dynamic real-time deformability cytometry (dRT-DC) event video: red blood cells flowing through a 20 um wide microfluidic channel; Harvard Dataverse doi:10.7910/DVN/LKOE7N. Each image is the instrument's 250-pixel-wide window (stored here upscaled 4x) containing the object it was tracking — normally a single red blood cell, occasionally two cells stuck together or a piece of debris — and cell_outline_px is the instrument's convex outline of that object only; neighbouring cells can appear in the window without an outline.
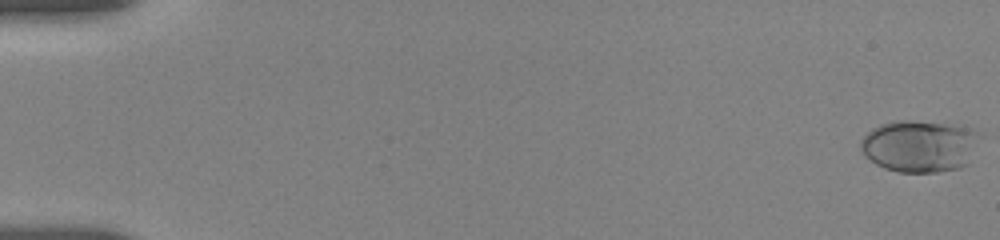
{"species": "human", "species_latin": "Homo sapiens", "temperature_condition": "room temperature", "stored_images_in_passage": 18, "camera_frame_rate_fps": 3000, "um_per_image_px": 0.085, "donor": {"sex": "female"}, "frame": {"image": 1, "passage_image": 1, "time_ms": 0.0, "image_size_px": [1000, 240], "cell_outline_px": [[976, 132], [968, 164], [960, 168], [936, 172], [896, 172], [884, 168], [876, 164], [864, 156], [860, 148], [860, 140], [872, 128], [880, 124], [900, 120], [908, 120], [944, 124], [972, 128]], "centroid_in_image_um": [78.06, 12.43], "position_along_channel_um": 6.9, "area_um2": 35.49}}
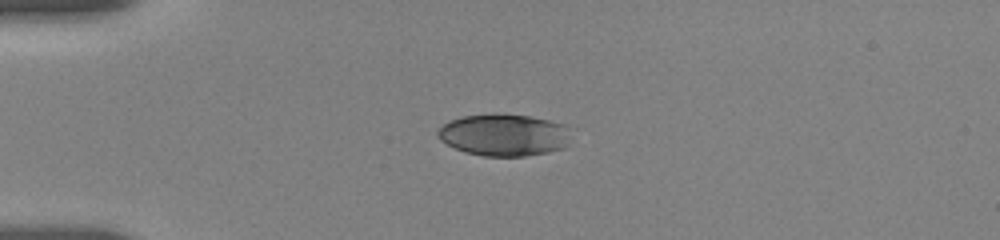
{"frame": {"image": 2, "passage_image": 16, "time_ms": 4.667, "image_size_px": [1000, 240], "cell_outline_px": [[568, 144], [564, 148], [548, 152], [524, 156], [484, 156], [464, 152], [440, 140], [436, 136], [436, 132], [448, 120], [460, 116], [496, 112], [504, 112], [532, 116], [568, 124]], "centroid_in_image_um": [42.83, 11.43], "position_along_channel_um": 42.2, "area_um2": 33.35}}